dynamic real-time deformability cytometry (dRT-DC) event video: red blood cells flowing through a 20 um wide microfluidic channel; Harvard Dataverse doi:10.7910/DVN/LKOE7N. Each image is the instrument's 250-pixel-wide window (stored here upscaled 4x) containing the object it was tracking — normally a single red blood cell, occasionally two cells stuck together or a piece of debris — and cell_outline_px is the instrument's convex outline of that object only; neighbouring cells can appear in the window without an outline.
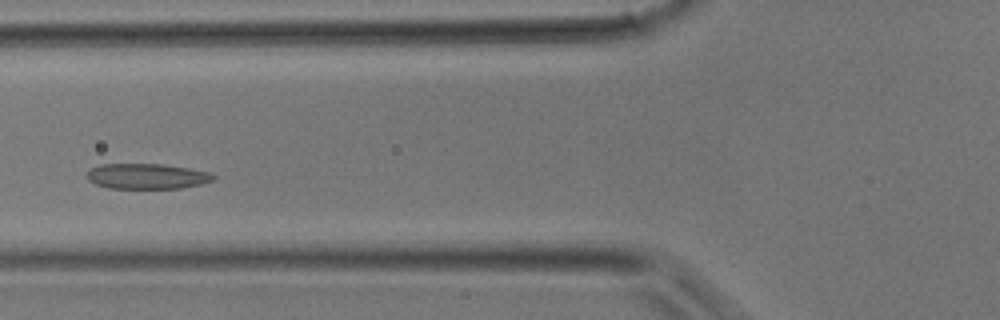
{"species": "common noctule bat (a hibernating species)", "species_latin": "Nyctalus noctula", "temperature_condition": "room temperature", "stored_images_in_passage": 26, "camera_frame_rate_fps": 3000, "um_per_image_px": 0.085, "animal": {"sex": "male", "body_mass_g": 17.9}, "frame": {"image": 1, "passage_image": 3, "time_ms": 0.667, "image_size_px": [1000, 320], "cell_outline_px": [[216, 176], [212, 180], [200, 184], [180, 188], [108, 188], [96, 184], [88, 180], [88, 172], [92, 168], [100, 164], [164, 164], [188, 168], [208, 172]], "centroid_in_image_um": [12.48, 14.98], "position_along_channel_um": 113.3, "area_um2": 18.5}}
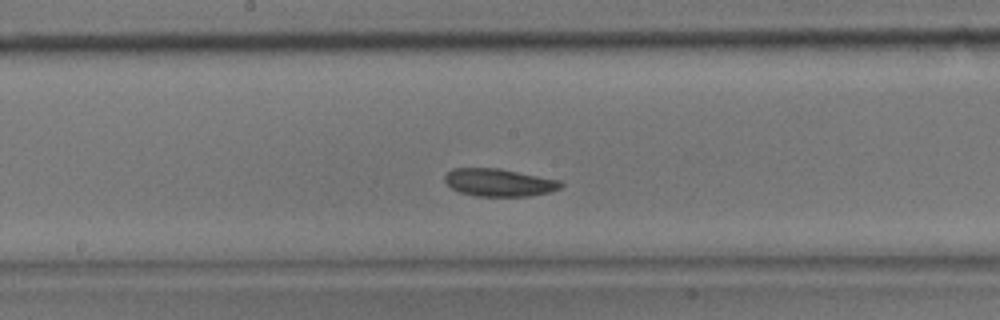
{"frame": {"image": 2, "passage_image": 8, "time_ms": 2.333, "image_size_px": [1000, 320], "cell_outline_px": [[564, 184], [560, 188], [548, 192], [528, 196], [476, 196], [460, 192], [452, 188], [444, 180], [444, 176], [452, 168], [500, 168], [560, 180]], "centroid_in_image_um": [42.42, 15.5], "position_along_channel_um": 205.8, "area_um2": 18.67}}
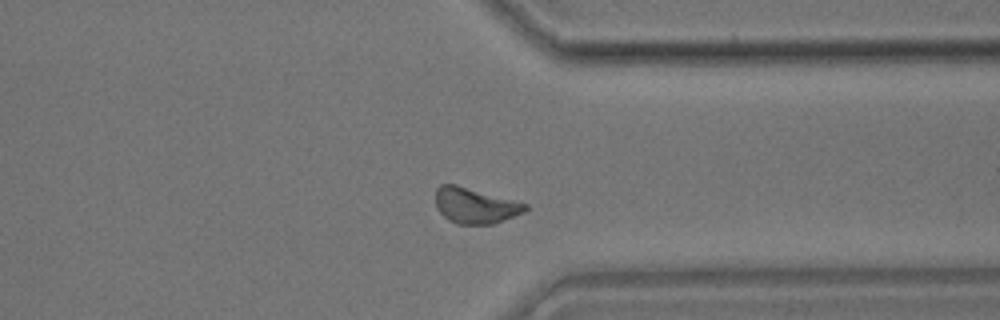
{"frame": {"image": 3, "passage_image": 17, "time_ms": 5.333, "image_size_px": [1000, 320], "cell_outline_px": [[528, 208], [524, 212], [492, 224], [456, 224], [448, 220], [436, 208], [436, 188], [440, 184], [456, 184], [528, 204]], "centroid_in_image_um": [40.36, 17.47], "position_along_channel_um": 371.0, "area_um2": 18.55}}